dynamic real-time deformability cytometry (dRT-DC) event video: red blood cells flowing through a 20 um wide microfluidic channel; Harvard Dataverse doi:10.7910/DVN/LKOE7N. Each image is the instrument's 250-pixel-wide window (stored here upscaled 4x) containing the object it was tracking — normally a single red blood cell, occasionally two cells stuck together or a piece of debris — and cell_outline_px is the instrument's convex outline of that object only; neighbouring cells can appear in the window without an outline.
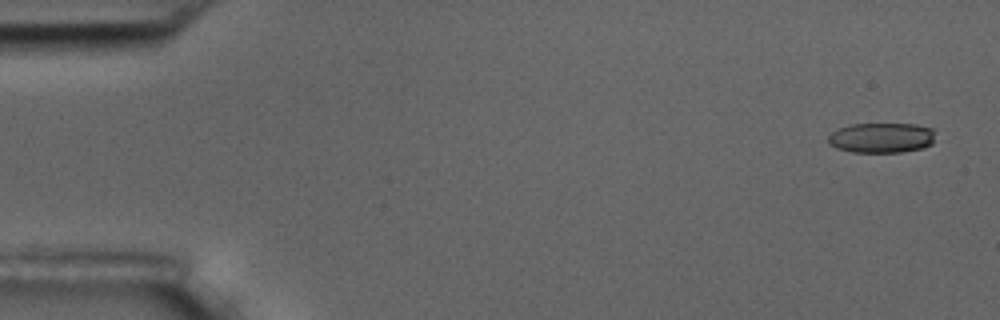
{"species": "common noctule bat (a hibernating species)", "species_latin": "Nyctalus noctula", "temperature_condition": "room temperature", "stored_images_in_passage": 4, "camera_frame_rate_fps": 3000, "um_per_image_px": 0.085, "animal": {"sex": "male", "body_mass_g": 17.5, "forearm_length_mm": 52.3}, "frame": {"image": 1, "passage_image": 1, "time_ms": 0.0, "image_size_px": [1000, 320], "cell_outline_px": [[932, 144], [924, 148], [900, 152], [852, 152], [836, 148], [828, 144], [828, 136], [836, 128], [852, 124], [916, 124], [932, 128]], "centroid_in_image_um": [74.88, 11.71], "position_along_channel_um": 10.1, "area_um2": 18.84}}